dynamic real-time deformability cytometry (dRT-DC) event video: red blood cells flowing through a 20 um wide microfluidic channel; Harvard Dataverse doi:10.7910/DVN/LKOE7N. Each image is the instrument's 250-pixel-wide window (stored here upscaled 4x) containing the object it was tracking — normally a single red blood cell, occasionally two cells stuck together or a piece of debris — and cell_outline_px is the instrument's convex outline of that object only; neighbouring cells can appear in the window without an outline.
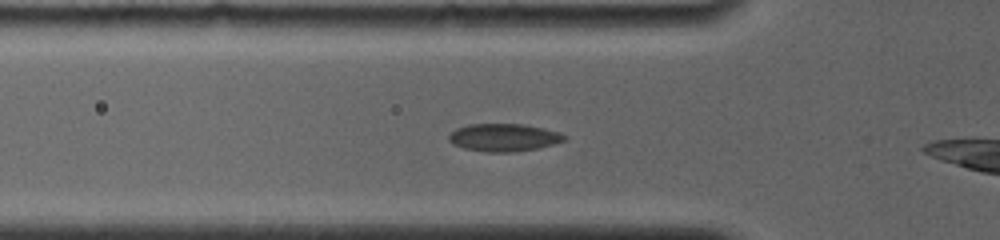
{"species": "common noctule bat (a hibernating species)", "species_latin": "Nyctalus noctula", "temperature_condition": "room temperature", "stored_images_in_passage": 41, "camera_frame_rate_fps": 4000, "um_per_image_px": 0.085, "animal": {"sex": "female", "body_mass_g": 19.0, "forearm_length_mm": 56.7}, "frame": {"image": 1, "passage_image": 8, "time_ms": 2.25, "image_size_px": [1000, 240], "cell_outline_px": [[568, 136], [564, 140], [540, 148], [516, 152], [484, 152], [464, 148], [452, 144], [448, 140], [448, 136], [456, 128], [468, 124], [524, 124], [544, 128], [560, 132]], "centroid_in_image_um": [42.82, 11.69], "position_along_channel_um": 83.0, "area_um2": 18.84}}
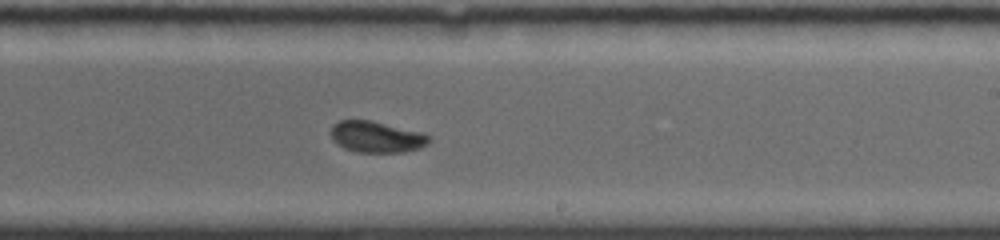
{"frame": {"image": 2, "passage_image": 22, "time_ms": 6.75, "image_size_px": [1000, 240], "cell_outline_px": [[432, 140], [428, 144], [420, 148], [404, 152], [356, 152], [344, 148], [332, 140], [332, 124], [340, 120], [372, 120], [424, 132], [432, 136]], "centroid_in_image_um": [32.07, 11.63], "position_along_channel_um": 256.9, "area_um2": 18.21}}
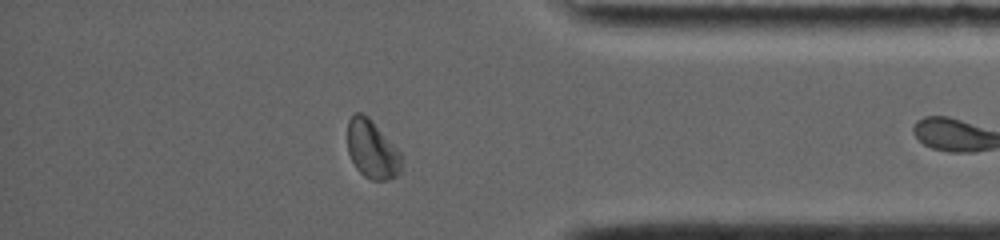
{"frame": {"image": 3, "passage_image": 34, "time_ms": 10.75, "image_size_px": [1000, 240], "cell_outline_px": [[404, 164], [400, 172], [396, 176], [388, 180], [372, 180], [364, 176], [356, 168], [348, 152], [348, 120], [356, 112], [360, 112], [368, 116], [404, 156]], "centroid_in_image_um": [31.67, 12.72], "position_along_channel_um": 403.5, "area_um2": 18.55}}